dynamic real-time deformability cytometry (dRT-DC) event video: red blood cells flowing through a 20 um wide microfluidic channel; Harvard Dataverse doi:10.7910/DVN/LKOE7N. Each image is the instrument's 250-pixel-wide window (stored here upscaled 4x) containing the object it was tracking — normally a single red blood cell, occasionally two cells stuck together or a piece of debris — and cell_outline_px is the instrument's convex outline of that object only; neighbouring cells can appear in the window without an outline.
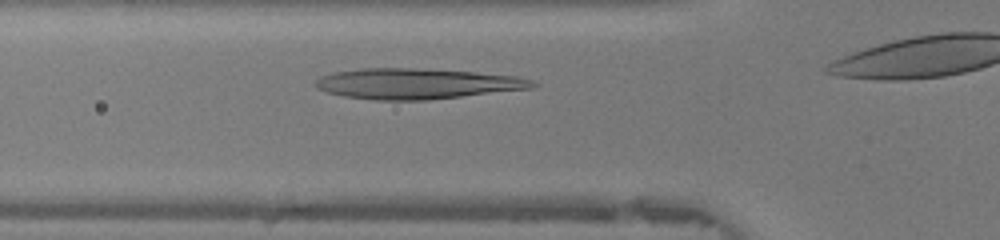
{"species": "human", "species_latin": "Homo sapiens", "temperature_condition": "warm", "stored_images_in_passage": 25, "camera_frame_rate_fps": 3000, "um_per_image_px": 0.085, "donor": {"sex": "female"}, "frame": {"image": 1, "passage_image": 4, "time_ms": 1.0, "image_size_px": [1000, 240], "cell_outline_px": [[540, 84], [532, 88], [428, 100], [376, 100], [344, 96], [328, 92], [316, 88], [316, 80], [320, 76], [332, 72], [360, 68], [412, 68], [476, 72], [520, 76], [532, 80]], "centroid_in_image_um": [35.45, 7.11], "position_along_channel_um": 90.4, "area_um2": 38.73}}
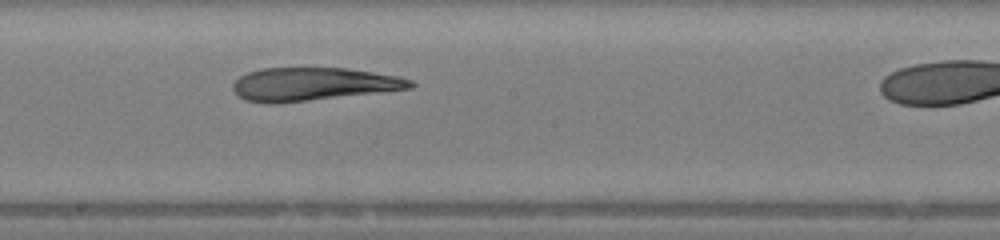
{"frame": {"image": 2, "passage_image": 13, "time_ms": 4.0, "image_size_px": [1000, 240], "cell_outline_px": [[416, 84], [412, 88], [308, 100], [272, 104], [268, 104], [244, 100], [236, 96], [232, 88], [232, 84], [240, 76], [248, 72], [260, 68], [344, 68], [400, 76], [412, 80]], "centroid_in_image_um": [26.56, 7.15], "position_along_channel_um": 221.6, "area_um2": 34.16}}
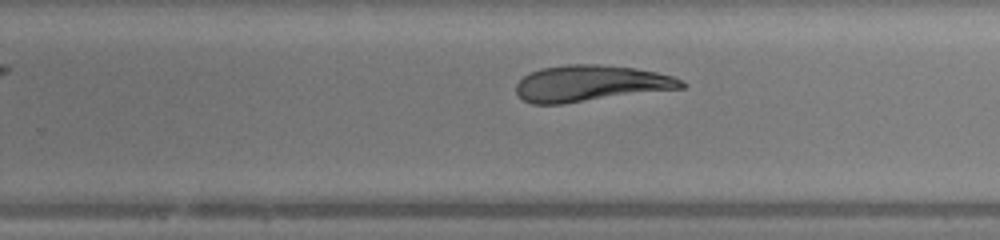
{"frame": {"image": 3, "passage_image": 17, "time_ms": 5.333, "image_size_px": [1000, 240], "cell_outline_px": [[688, 84], [684, 88], [564, 104], [532, 104], [524, 100], [516, 92], [516, 84], [524, 76], [540, 68], [564, 64], [596, 64], [636, 68], [656, 72], [672, 76]], "centroid_in_image_um": [50.21, 7.09], "position_along_channel_um": 279.6, "area_um2": 35.03}}